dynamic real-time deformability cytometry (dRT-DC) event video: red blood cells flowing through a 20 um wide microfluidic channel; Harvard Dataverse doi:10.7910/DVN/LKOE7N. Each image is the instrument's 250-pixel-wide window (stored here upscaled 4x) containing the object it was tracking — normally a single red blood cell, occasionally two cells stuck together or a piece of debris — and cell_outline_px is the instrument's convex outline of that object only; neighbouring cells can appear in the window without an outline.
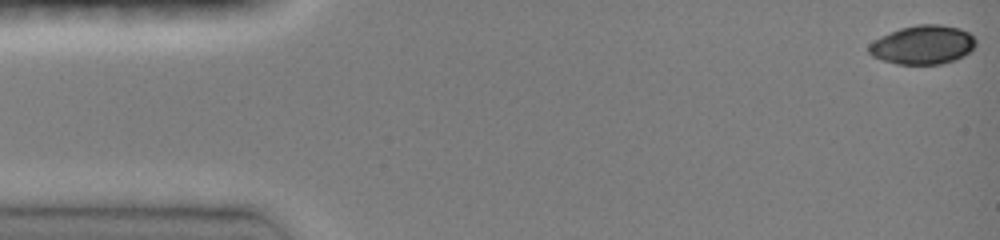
{"species": "common noctule bat (a hibernating species)", "species_latin": "Nyctalus noctula", "temperature_condition": "room temperature", "stored_images_in_passage": 47, "camera_frame_rate_fps": 3000, "um_per_image_px": 0.085, "animal": {"sex": "female", "body_mass_g": 19.0, "forearm_length_mm": 51.5}, "frame": {"image": 1, "passage_image": 1, "time_ms": 0.0, "image_size_px": [1000, 240], "cell_outline_px": [[976, 44], [964, 56], [956, 60], [940, 64], [896, 64], [872, 56], [868, 52], [868, 44], [880, 36], [900, 28], [916, 24], [940, 24], [960, 28], [968, 32], [976, 40]], "centroid_in_image_um": [78.43, 3.8], "position_along_channel_um": 6.6, "area_um2": 24.33}}
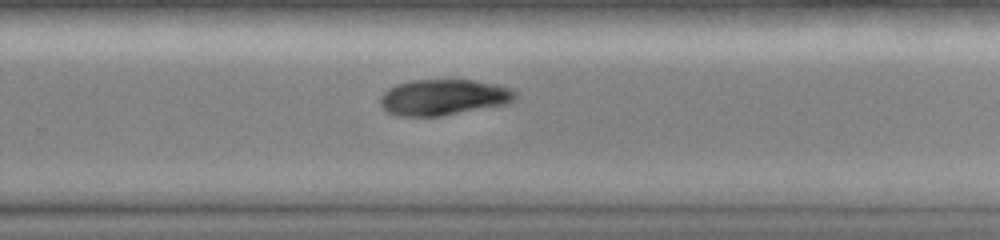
{"frame": {"image": 2, "passage_image": 31, "time_ms": 10.0, "image_size_px": [1000, 240], "cell_outline_px": [[516, 100], [508, 104], [440, 116], [396, 116], [388, 112], [380, 104], [380, 96], [388, 88], [396, 84], [412, 80], [476, 80], [496, 84], [508, 88], [516, 92]], "centroid_in_image_um": [37.7, 8.27], "position_along_channel_um": 292.1, "area_um2": 28.38}}
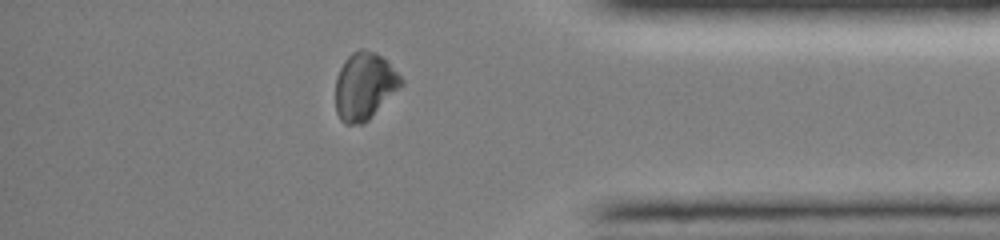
{"frame": {"image": 3, "passage_image": 40, "time_ms": 13.0, "image_size_px": [1000, 240], "cell_outline_px": [[404, 84], [364, 124], [344, 124], [340, 120], [336, 112], [336, 76], [344, 60], [352, 52], [360, 48], [364, 48], [380, 56], [404, 80]], "centroid_in_image_um": [30.95, 7.34], "position_along_channel_um": 404.2, "area_um2": 25.61}, "authors_computed_cell_mechanics": {"area_um2": 27.3394, "velocity_mm_per_s": 4.1027, "shape_relaxation_time_tau1_ms": 4.4456, "shape_relaxation_time_tau2_ms": null, "deformation_change_tau1": 0.1272, "deformation_change_tau2": null}}